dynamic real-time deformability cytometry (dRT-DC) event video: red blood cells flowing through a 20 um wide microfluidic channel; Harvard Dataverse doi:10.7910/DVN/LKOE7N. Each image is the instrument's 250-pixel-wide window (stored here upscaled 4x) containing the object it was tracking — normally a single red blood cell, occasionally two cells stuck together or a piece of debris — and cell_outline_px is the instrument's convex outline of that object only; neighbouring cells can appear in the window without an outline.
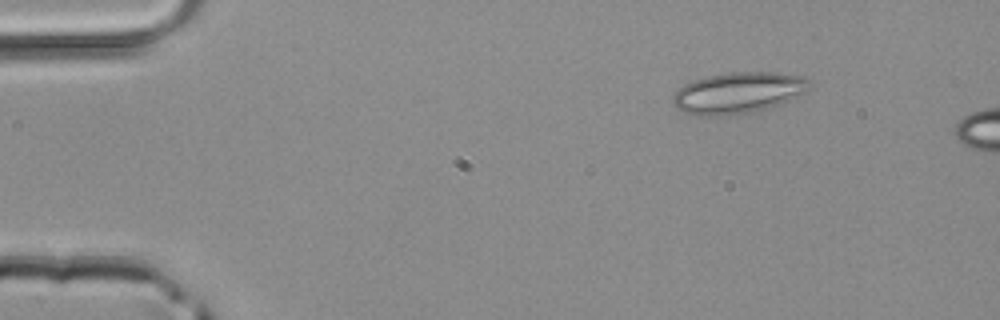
{"species": "common noctule bat (a hibernating species)", "species_latin": "Nyctalus noctula", "temperature_condition": "room temperature", "stored_images_in_passage": 2, "camera_frame_rate_fps": 3000, "um_per_image_px": 0.085, "animal": {"sex": "male", "body_mass_g": 20.4}, "frame": {"image": 1, "passage_image": 2, "time_ms": 0.333, "image_size_px": [1000, 320], "cell_outline_px": [[812, 84], [804, 92], [780, 104], [752, 112], [736, 116], [696, 116], [684, 112], [676, 108], [672, 100], [672, 96], [684, 84], [708, 76], [732, 72], [776, 72], [800, 76], [808, 80]], "centroid_in_image_um": [62.71, 7.91], "position_along_channel_um": 22.3, "area_um2": 32.77}}